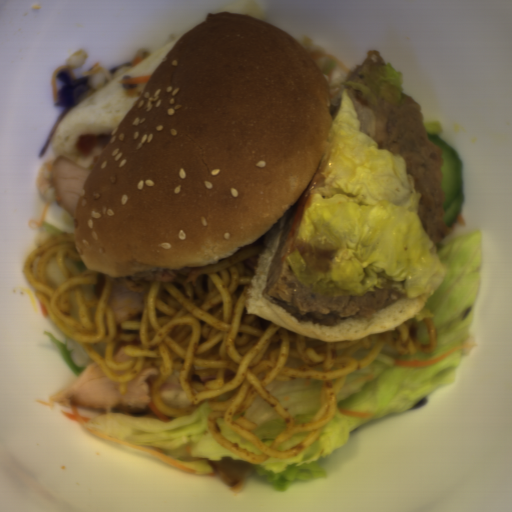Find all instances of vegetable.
Returning a JSON list of instances; mask_svg holds the SVG:
<instances>
[{
	"instance_id": "vegetable-7",
	"label": "vegetable",
	"mask_w": 512,
	"mask_h": 512,
	"mask_svg": "<svg viewBox=\"0 0 512 512\" xmlns=\"http://www.w3.org/2000/svg\"><path fill=\"white\" fill-rule=\"evenodd\" d=\"M307 434H308V432L306 430V431L299 432V433L289 436L288 438H286L285 440H283L282 442L277 444L275 451H278L281 453V452L289 451V450L301 445L302 442L304 441L305 437L307 436Z\"/></svg>"
},
{
	"instance_id": "vegetable-5",
	"label": "vegetable",
	"mask_w": 512,
	"mask_h": 512,
	"mask_svg": "<svg viewBox=\"0 0 512 512\" xmlns=\"http://www.w3.org/2000/svg\"><path fill=\"white\" fill-rule=\"evenodd\" d=\"M43 336L50 340L54 346L58 349L62 359L73 372V374L77 377L85 368H79L74 362L71 353L73 350H69L67 345L62 341L56 340L53 333L43 332Z\"/></svg>"
},
{
	"instance_id": "vegetable-2",
	"label": "vegetable",
	"mask_w": 512,
	"mask_h": 512,
	"mask_svg": "<svg viewBox=\"0 0 512 512\" xmlns=\"http://www.w3.org/2000/svg\"><path fill=\"white\" fill-rule=\"evenodd\" d=\"M212 410L203 404L181 417L152 418L127 412L96 415L87 428L122 442L152 449L169 460L204 476L216 459L244 458L226 447L211 431Z\"/></svg>"
},
{
	"instance_id": "vegetable-3",
	"label": "vegetable",
	"mask_w": 512,
	"mask_h": 512,
	"mask_svg": "<svg viewBox=\"0 0 512 512\" xmlns=\"http://www.w3.org/2000/svg\"><path fill=\"white\" fill-rule=\"evenodd\" d=\"M267 386L297 423L309 420L322 400V387L319 380L308 378L298 382L271 380Z\"/></svg>"
},
{
	"instance_id": "vegetable-6",
	"label": "vegetable",
	"mask_w": 512,
	"mask_h": 512,
	"mask_svg": "<svg viewBox=\"0 0 512 512\" xmlns=\"http://www.w3.org/2000/svg\"><path fill=\"white\" fill-rule=\"evenodd\" d=\"M216 424L221 432L222 435H224L227 439H229L231 442H233L236 446L239 448L251 453L258 455L260 452L254 448L251 444H249L246 440H244L242 437L234 433L232 430H230L225 422L224 419L217 418Z\"/></svg>"
},
{
	"instance_id": "vegetable-4",
	"label": "vegetable",
	"mask_w": 512,
	"mask_h": 512,
	"mask_svg": "<svg viewBox=\"0 0 512 512\" xmlns=\"http://www.w3.org/2000/svg\"><path fill=\"white\" fill-rule=\"evenodd\" d=\"M243 417L256 426L252 435L261 444H271L286 426L281 415L262 397L255 396L243 412Z\"/></svg>"
},
{
	"instance_id": "vegetable-1",
	"label": "vegetable",
	"mask_w": 512,
	"mask_h": 512,
	"mask_svg": "<svg viewBox=\"0 0 512 512\" xmlns=\"http://www.w3.org/2000/svg\"><path fill=\"white\" fill-rule=\"evenodd\" d=\"M447 265L437 290L414 316L433 318V350L406 355L388 350L366 367L353 372L341 385L333 415L319 436L295 458L267 457L252 473L276 492H289L300 481L329 477L322 457L341 449L357 425L418 405L456 380L464 350L430 366H395L394 360L429 361L463 344L471 333L475 296L482 268L480 230L453 235L442 248Z\"/></svg>"
}]
</instances>
